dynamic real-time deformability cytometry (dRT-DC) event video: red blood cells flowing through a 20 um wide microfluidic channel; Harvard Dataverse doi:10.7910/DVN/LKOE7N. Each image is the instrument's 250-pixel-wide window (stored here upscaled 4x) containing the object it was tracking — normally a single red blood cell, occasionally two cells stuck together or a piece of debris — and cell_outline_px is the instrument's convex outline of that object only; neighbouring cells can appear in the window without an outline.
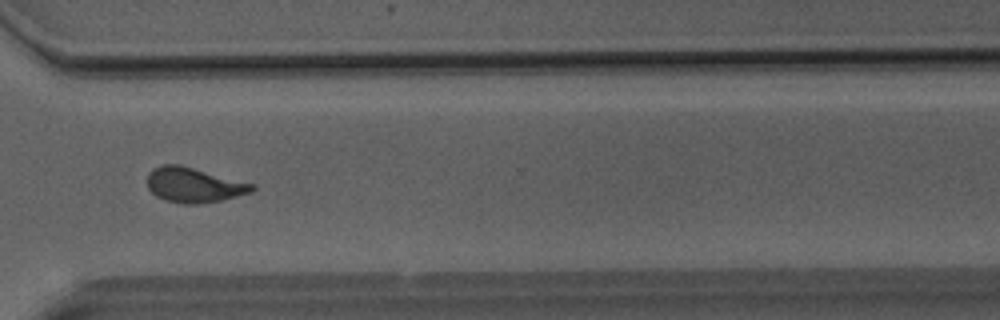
{"species": "Egyptian fruit bat (a non-hibernating species)", "species_latin": "Rousettus aegyptiacus", "temperature_condition": "room temperature", "stored_images_in_passage": 39, "camera_frame_rate_fps": 3000, "um_per_image_px": 0.085, "animal": {"sex": "male"}, "frame": {"image": 1, "passage_image": 26, "time_ms": 8.333, "image_size_px": [1000, 320], "cell_outline_px": [[256, 188], [252, 192], [220, 200], [196, 204], [184, 204], [164, 200], [156, 196], [148, 188], [148, 172], [152, 168], [160, 164], [180, 164], [256, 184]], "centroid_in_image_um": [16.47, 15.71], "position_along_channel_um": 354.1, "area_um2": 21.5}}
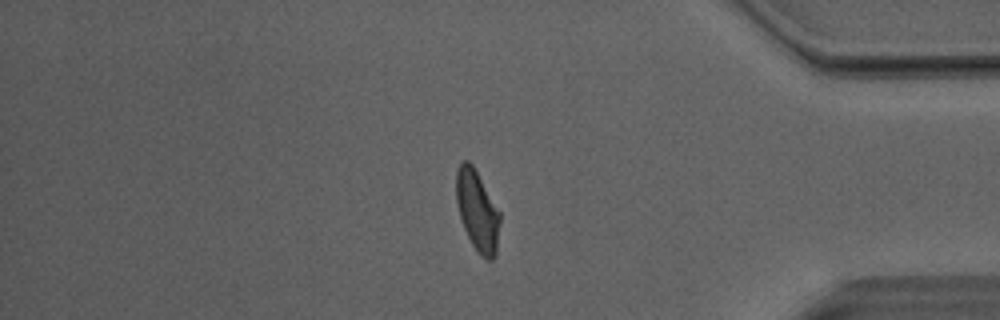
{"frame": {"image": 2, "passage_image": 31, "time_ms": 10.0, "image_size_px": [1000, 320], "cell_outline_px": [[500, 220], [496, 256], [492, 260], [488, 260], [480, 256], [472, 244], [464, 228], [460, 216], [456, 200], [456, 172], [460, 164], [464, 160], [468, 160], [472, 164], [500, 212]], "centroid_in_image_um": [40.58, 17.94], "position_along_channel_um": 394.6, "area_um2": 20.4}}
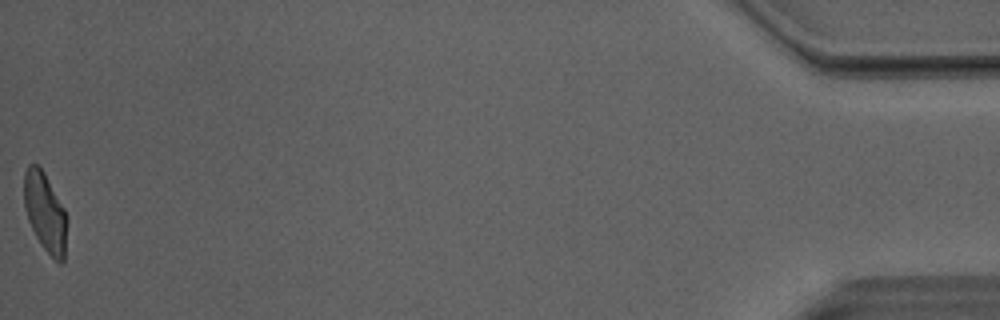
{"frame": {"image": 3, "passage_image": 39, "time_ms": 12.667, "image_size_px": [1000, 320], "cell_outline_px": [[68, 220], [64, 260], [60, 264], [40, 244], [28, 220], [24, 208], [24, 172], [28, 164], [36, 164], [44, 172], [64, 208], [68, 216]], "centroid_in_image_um": [3.85, 18.04], "position_along_channel_um": 431.4, "area_um2": 19.88}, "authors_computed_cell_mechanics": {"area_um2": 20.8658, "velocity_mm_per_s": 4.0757, "shape_relaxation_time_tau1_ms": null, "shape_relaxation_time_tau2_ms": 1.3734, "deformation_change_tau1": null, "deformation_change_tau2": 0.0856}}